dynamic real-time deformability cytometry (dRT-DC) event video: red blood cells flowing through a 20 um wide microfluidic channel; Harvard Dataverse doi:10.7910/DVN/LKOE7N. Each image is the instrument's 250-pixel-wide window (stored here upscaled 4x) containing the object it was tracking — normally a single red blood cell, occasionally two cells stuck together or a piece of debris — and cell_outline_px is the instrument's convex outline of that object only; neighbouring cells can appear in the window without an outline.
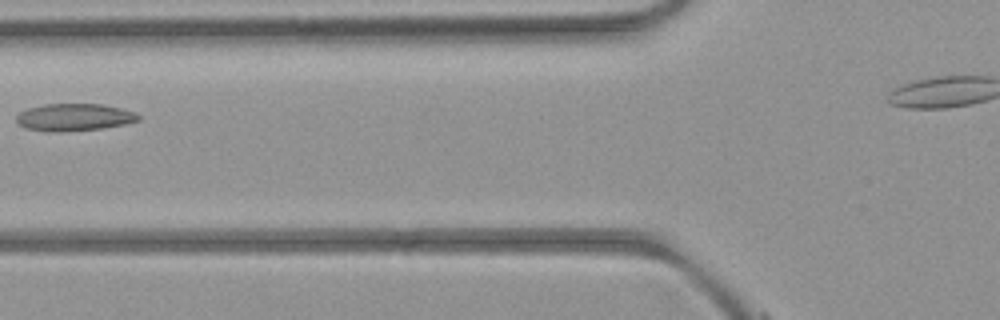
{"species": "common noctule bat (a hibernating species)", "species_latin": "Nyctalus noctula", "temperature_condition": "room temperature", "stored_images_in_passage": 4, "camera_frame_rate_fps": 3000, "um_per_image_px": 0.085, "animal": {"sex": "female", "body_mass_g": 21.9}, "frame": {"image": 1, "passage_image": 3, "time_ms": 2.333, "image_size_px": [1000, 320], "cell_outline_px": [[140, 120], [124, 124], [104, 128], [60, 132], [52, 132], [24, 128], [12, 120], [20, 112], [28, 108], [44, 104], [100, 104], [120, 108], [136, 112], [140, 116]], "centroid_in_image_um": [6.26, 9.97], "position_along_channel_um": 119.5, "area_um2": 19.59}}
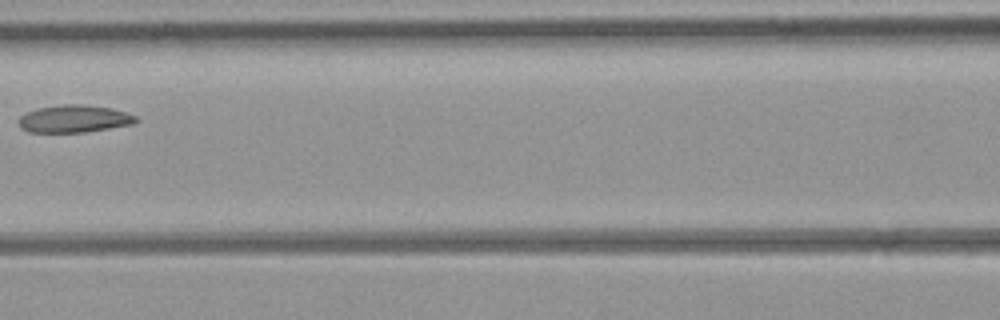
{"frame": {"image": 2, "passage_image": 4, "time_ms": 3.333, "image_size_px": [1000, 320], "cell_outline_px": [[140, 120], [132, 124], [84, 132], [28, 132], [20, 124], [20, 116], [36, 108], [64, 104], [84, 104], [112, 108], [136, 116]], "centroid_in_image_um": [6.33, 10.08], "position_along_channel_um": 160.3, "area_um2": 18.55}}